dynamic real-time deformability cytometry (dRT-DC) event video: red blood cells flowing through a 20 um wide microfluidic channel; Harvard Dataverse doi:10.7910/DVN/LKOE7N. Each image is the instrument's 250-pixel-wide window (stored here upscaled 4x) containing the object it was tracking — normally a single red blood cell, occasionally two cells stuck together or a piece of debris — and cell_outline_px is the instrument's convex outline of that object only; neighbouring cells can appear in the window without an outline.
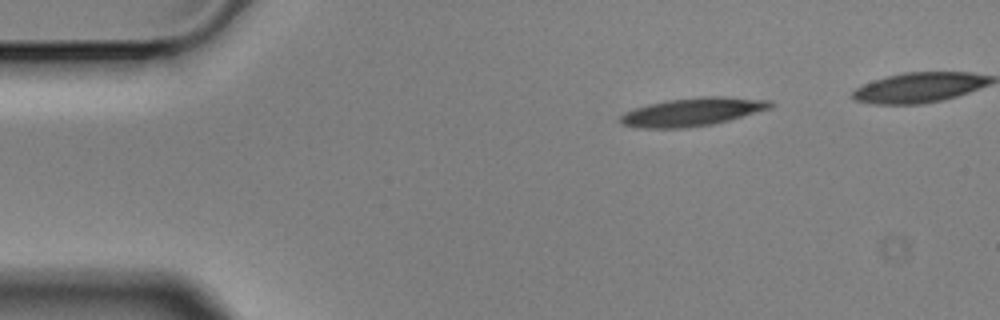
{"species": "Egyptian fruit bat (a non-hibernating species)", "species_latin": "Rousettus aegyptiacus", "temperature_condition": "cold", "stored_images_in_passage": 4, "camera_frame_rate_fps": 3000, "um_per_image_px": 0.085, "animal": {"sex": "male"}, "frame": {"image": 1, "passage_image": 1, "time_ms": 0.0, "image_size_px": [1000, 320], "cell_outline_px": [[776, 104], [772, 108], [728, 120], [712, 124], [684, 128], [640, 128], [620, 124], [616, 120], [624, 112], [648, 104], [668, 100], [700, 96], [724, 96], [772, 100]], "centroid_in_image_um": [58.86, 9.5], "position_along_channel_um": 26.1, "area_um2": 24.91}}